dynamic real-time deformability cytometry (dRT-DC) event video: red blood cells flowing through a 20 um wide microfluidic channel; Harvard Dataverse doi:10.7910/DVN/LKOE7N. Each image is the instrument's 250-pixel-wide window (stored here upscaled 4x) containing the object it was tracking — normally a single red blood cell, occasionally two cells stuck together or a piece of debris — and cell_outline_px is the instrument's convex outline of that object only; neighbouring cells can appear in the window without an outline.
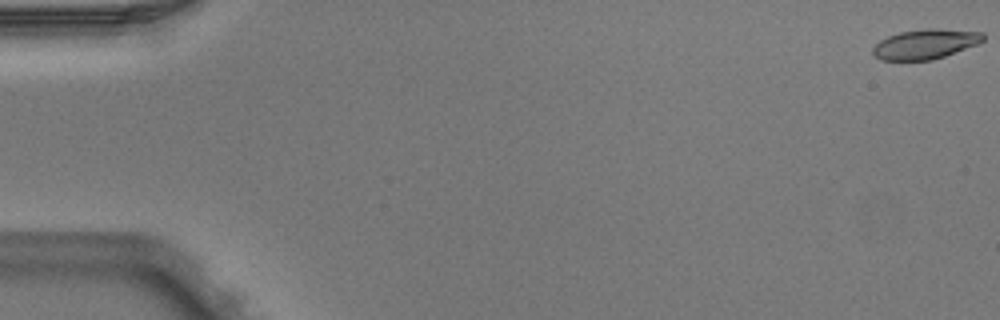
{"species": "Egyptian fruit bat (a non-hibernating species)", "species_latin": "Rousettus aegyptiacus", "temperature_condition": "warm", "stored_images_in_passage": 3, "camera_frame_rate_fps": 3000, "um_per_image_px": 0.085, "animal": {"sex": "male"}, "frame": {"image": 1, "passage_image": 1, "time_ms": 0.0, "image_size_px": [1000, 320], "cell_outline_px": [[984, 40], [976, 44], [944, 56], [932, 60], [880, 60], [872, 52], [872, 48], [880, 40], [888, 36], [900, 32], [924, 28], [936, 28], [984, 32]], "centroid_in_image_um": [78.64, 3.73], "position_along_channel_um": 6.4, "area_um2": 19.07}}